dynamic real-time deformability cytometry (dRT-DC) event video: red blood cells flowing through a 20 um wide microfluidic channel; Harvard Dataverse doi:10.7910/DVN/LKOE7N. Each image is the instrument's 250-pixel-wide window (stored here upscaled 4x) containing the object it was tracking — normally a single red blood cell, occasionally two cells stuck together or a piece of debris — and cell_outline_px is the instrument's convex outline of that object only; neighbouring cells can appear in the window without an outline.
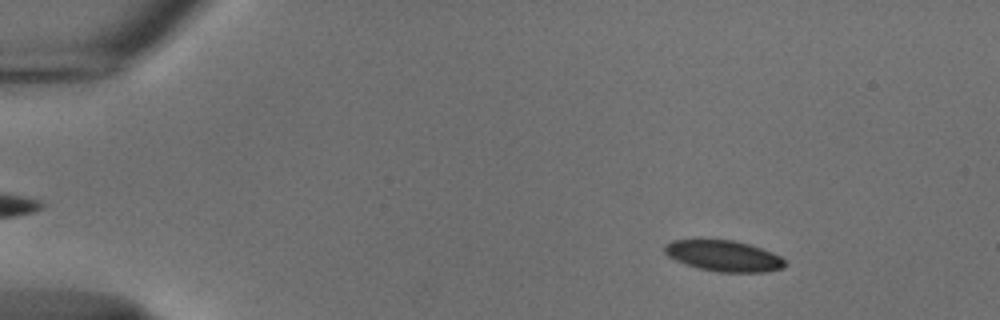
{"species": "common noctule bat (a hibernating species)", "species_latin": "Nyctalus noctula", "temperature_condition": "cold", "stored_images_in_passage": 55, "camera_frame_rate_fps": 3000, "um_per_image_px": 0.085, "animal": {"sex": "male", "body_mass_g": 18.8}, "frame": {"image": 1, "passage_image": 8, "time_ms": 2.333, "image_size_px": [1000, 320], "cell_outline_px": [[788, 264], [784, 268], [764, 272], [720, 272], [700, 268], [676, 260], [668, 256], [664, 252], [664, 244], [672, 240], [732, 240], [748, 244], [772, 252], [780, 256]], "centroid_in_image_um": [61.54, 21.75], "position_along_channel_um": 23.5, "area_um2": 21.5}}
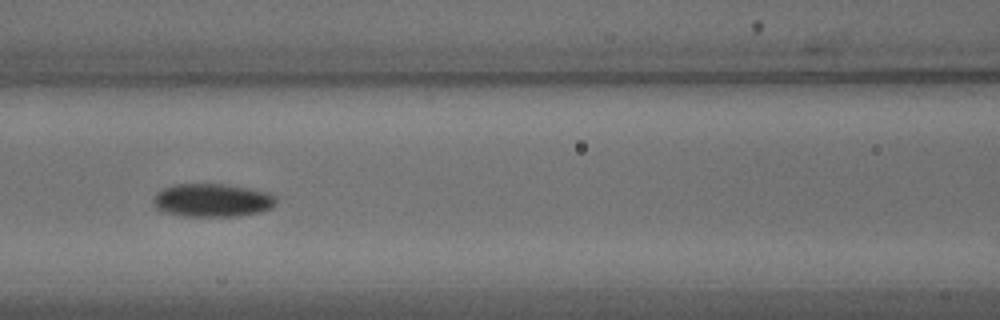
{"frame": {"image": 2, "passage_image": 25, "time_ms": 8.0, "image_size_px": [1000, 320], "cell_outline_px": [[276, 204], [272, 208], [260, 212], [240, 216], [184, 216], [160, 212], [156, 208], [152, 200], [156, 192], [172, 184], [228, 184], [268, 192], [276, 196]], "centroid_in_image_um": [18.03, 17.02], "position_along_channel_um": 148.6, "area_um2": 24.16}}
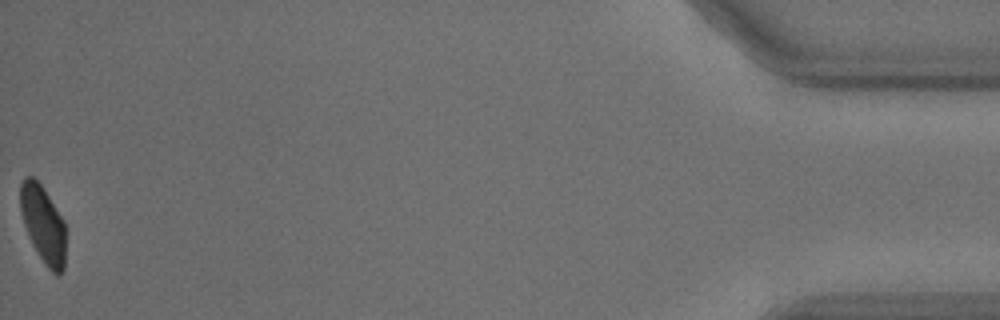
{"frame": {"image": 3, "passage_image": 55, "time_ms": 18.0, "image_size_px": [1000, 320], "cell_outline_px": [[64, 268], [56, 276], [44, 264], [32, 244], [28, 236], [20, 212], [20, 184], [24, 176], [32, 176], [44, 188], [64, 220]], "centroid_in_image_um": [3.64, 19.03], "position_along_channel_um": 431.6, "area_um2": 20.4}, "authors_computed_cell_mechanics": {"area_um2": 22.7732, "velocity_mm_per_s": 3.7343, "shape_relaxation_time_tau1_ms": 5.4849, "shape_relaxation_time_tau2_ms": null, "deformation_change_tau1": 0.098, "deformation_change_tau2": null}}